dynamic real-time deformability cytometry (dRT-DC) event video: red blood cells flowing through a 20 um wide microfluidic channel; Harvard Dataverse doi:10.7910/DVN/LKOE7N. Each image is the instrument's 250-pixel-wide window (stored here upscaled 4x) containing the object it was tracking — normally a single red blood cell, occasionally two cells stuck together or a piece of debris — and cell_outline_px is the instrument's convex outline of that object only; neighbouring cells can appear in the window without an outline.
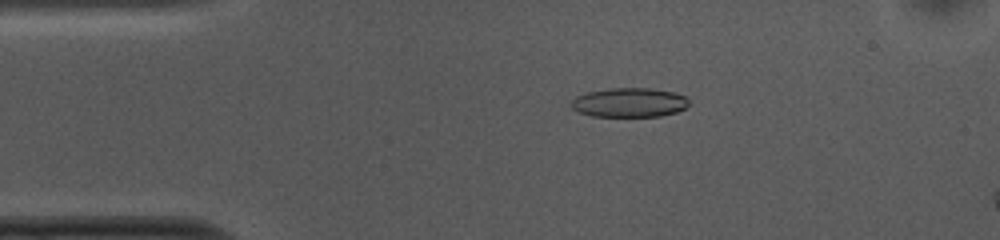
{"species": "common noctule bat (a hibernating species)", "species_latin": "Nyctalus noctula", "temperature_condition": "cold", "stored_images_in_passage": 53, "segment_of_instrument_passage": [1, 2], "camera_frame_rate_fps": 3000, "um_per_image_px": 0.085, "animal": {"sex": "female", "body_mass_g": 10.0, "forearm_length_mm": 53.1}, "frame": {"image": 1, "passage_image": 9, "time_ms": 2.667, "image_size_px": [1000, 240], "cell_outline_px": [[688, 104], [684, 108], [676, 112], [660, 116], [592, 116], [580, 112], [572, 108], [568, 104], [576, 96], [588, 92], [612, 88], [648, 88], [672, 92], [688, 96]], "centroid_in_image_um": [53.48, 8.71], "position_along_channel_um": 31.5, "area_um2": 20.0}}
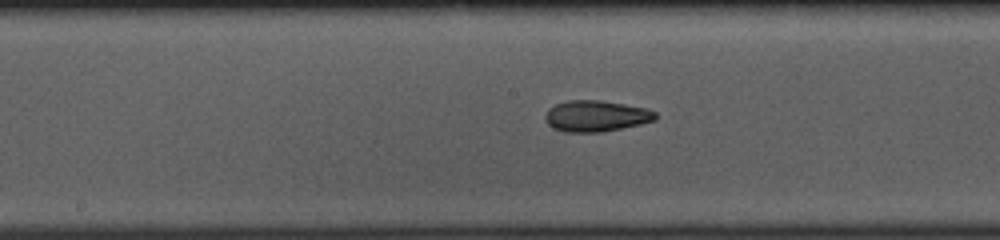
{"frame": {"image": 2, "passage_image": 25, "time_ms": 8.0, "image_size_px": [1000, 240], "cell_outline_px": [[656, 120], [640, 124], [600, 132], [564, 132], [552, 128], [544, 120], [544, 116], [548, 108], [556, 104], [568, 100], [600, 100], [648, 108], [656, 112]], "centroid_in_image_um": [50.63, 9.86], "position_along_channel_um": 197.6, "area_um2": 20.11}}
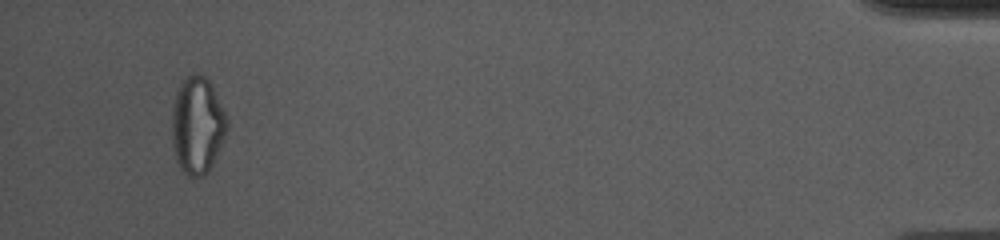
{"frame": {"image": 3, "passage_image": 49, "time_ms": 16.0, "image_size_px": [1000, 240], "cell_outline_px": [[228, 128], [224, 140], [208, 172], [200, 176], [188, 176], [180, 168], [176, 160], [172, 140], [172, 108], [176, 92], [180, 84], [192, 72], [196, 72], [204, 76], [208, 80], [228, 120]], "centroid_in_image_um": [16.76, 10.66], "position_along_channel_um": 418.4, "area_um2": 30.98}}